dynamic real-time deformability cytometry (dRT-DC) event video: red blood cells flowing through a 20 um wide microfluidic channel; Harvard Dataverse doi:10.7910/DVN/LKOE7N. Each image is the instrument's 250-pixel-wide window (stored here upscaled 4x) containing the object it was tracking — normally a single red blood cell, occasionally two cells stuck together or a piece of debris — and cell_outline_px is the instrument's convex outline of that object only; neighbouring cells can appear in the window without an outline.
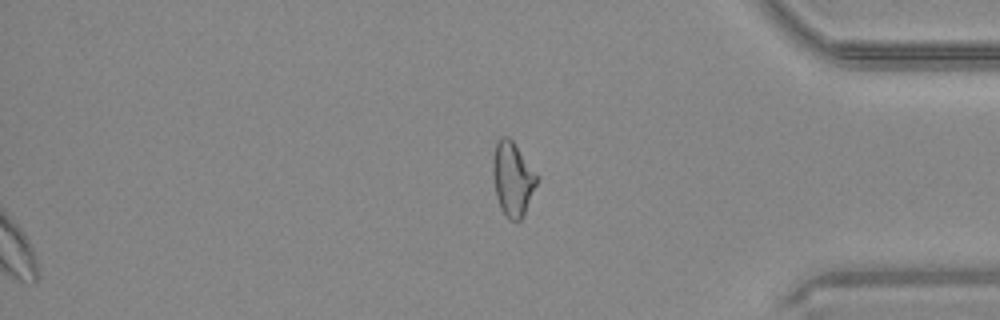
{"species": "common noctule bat (a hibernating species)", "species_latin": "Nyctalus noctula", "temperature_condition": "warm", "stored_images_in_passage": 46, "segment_of_instrument_passage": [2, 2], "camera_frame_rate_fps": 3000, "um_per_image_px": 0.085, "animal": {"sex": "male", "body_mass_g": 20.4}, "frame": {"image": 1, "passage_image": 46, "time_ms": 15.0, "image_size_px": [1000, 320], "cell_outline_px": [[540, 180], [520, 220], [508, 220], [500, 208], [496, 196], [492, 172], [492, 160], [496, 144], [500, 136], [508, 136], [512, 140], [540, 176]], "centroid_in_image_um": [43.59, 15.18], "position_along_channel_um": 391.6, "area_um2": 19.25}}